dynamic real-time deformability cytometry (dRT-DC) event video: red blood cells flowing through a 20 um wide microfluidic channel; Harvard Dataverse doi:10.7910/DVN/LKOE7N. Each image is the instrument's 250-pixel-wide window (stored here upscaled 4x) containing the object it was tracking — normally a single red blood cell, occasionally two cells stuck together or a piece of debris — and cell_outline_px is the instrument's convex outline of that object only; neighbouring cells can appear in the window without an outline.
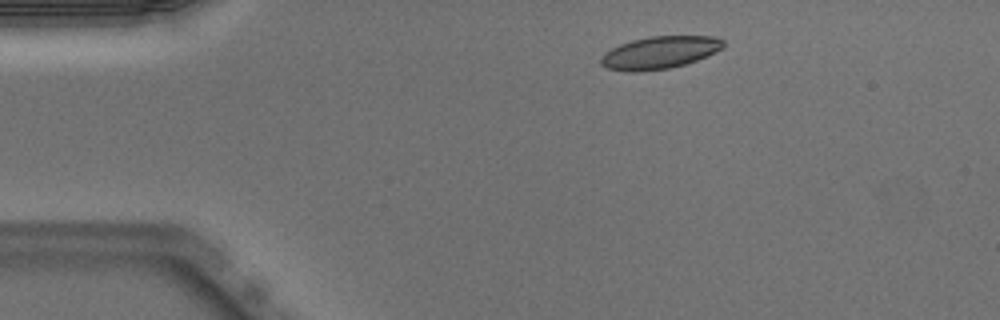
{"species": "Egyptian fruit bat (a non-hibernating species)", "species_latin": "Rousettus aegyptiacus", "temperature_condition": "warm", "stored_images_in_passage": 5, "camera_frame_rate_fps": 3000, "um_per_image_px": 0.085, "animal": {"sex": "male"}, "frame": {"image": 1, "passage_image": 1, "time_ms": 0.0, "image_size_px": [1000, 320], "cell_outline_px": [[724, 48], [716, 52], [696, 60], [684, 64], [668, 68], [636, 72], [628, 72], [608, 68], [600, 64], [600, 56], [604, 52], [620, 44], [632, 40], [648, 36], [712, 36], [724, 40]], "centroid_in_image_um": [56.05, 4.46], "position_along_channel_um": 28.9, "area_um2": 23.18}}